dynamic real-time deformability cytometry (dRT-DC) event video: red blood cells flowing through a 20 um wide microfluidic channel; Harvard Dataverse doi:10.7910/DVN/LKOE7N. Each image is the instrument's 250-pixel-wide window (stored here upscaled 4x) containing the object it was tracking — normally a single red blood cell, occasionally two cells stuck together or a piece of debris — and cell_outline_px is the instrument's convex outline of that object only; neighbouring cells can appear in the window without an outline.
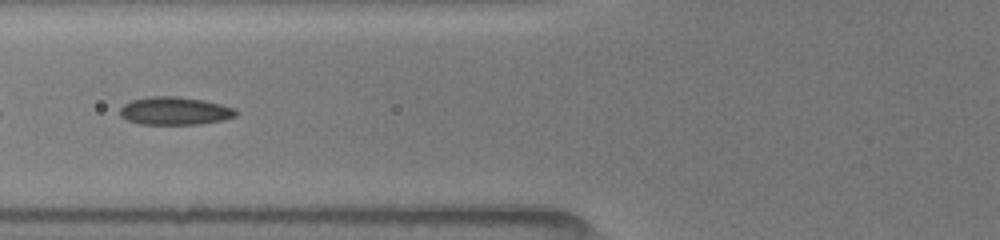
{"species": "common noctule bat (a hibernating species)", "species_latin": "Nyctalus noctula", "temperature_condition": "room temperature", "stored_images_in_passage": 32, "camera_frame_rate_fps": 3000, "um_per_image_px": 0.085, "animal": {"sex": "female", "body_mass_g": 19.5, "forearm_length_mm": 54.1}, "frame": {"image": 1, "passage_image": 22, "time_ms": 7.0, "image_size_px": [1000, 240], "cell_outline_px": [[240, 112], [236, 116], [224, 120], [200, 124], [140, 124], [128, 120], [120, 116], [120, 108], [124, 104], [132, 100], [148, 96], [176, 96], [204, 100], [236, 108]], "centroid_in_image_um": [14.89, 9.42], "position_along_channel_um": 110.9, "area_um2": 19.07}}